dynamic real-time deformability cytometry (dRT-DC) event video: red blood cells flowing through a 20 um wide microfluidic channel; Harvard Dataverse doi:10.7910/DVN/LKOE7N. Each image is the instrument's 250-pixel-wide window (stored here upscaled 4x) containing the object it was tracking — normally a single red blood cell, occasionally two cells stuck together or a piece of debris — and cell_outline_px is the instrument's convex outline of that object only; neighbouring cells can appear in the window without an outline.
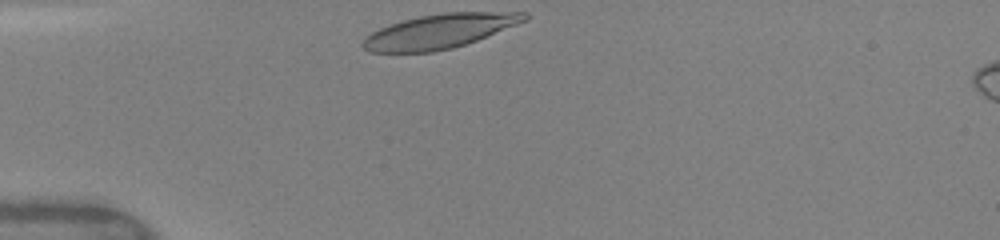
{"species": "human", "species_latin": "Homo sapiens", "temperature_condition": "warm", "stored_images_in_passage": 26, "camera_frame_rate_fps": 3000, "um_per_image_px": 0.085, "donor": {"sex": "female"}, "frame": {"image": 1, "passage_image": 1, "time_ms": 0.0, "image_size_px": [1000, 240], "cell_outline_px": [[528, 20], [476, 40], [452, 48], [432, 52], [368, 52], [360, 44], [372, 32], [380, 28], [404, 20], [420, 16], [444, 12], [528, 12]], "centroid_in_image_um": [37.38, 2.65], "position_along_channel_um": 47.6, "area_um2": 31.96}}
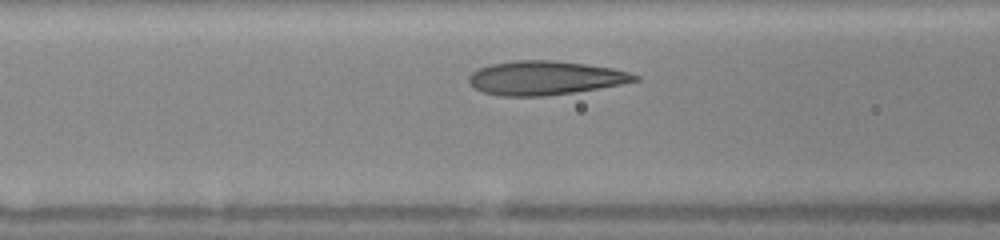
{"frame": {"image": 2, "passage_image": 15, "time_ms": 2.333, "image_size_px": [1000, 240], "cell_outline_px": [[640, 80], [600, 88], [544, 96], [500, 96], [484, 92], [476, 88], [468, 80], [468, 76], [472, 72], [480, 68], [492, 64], [512, 60], [552, 60], [584, 64], [612, 68], [628, 72], [640, 76]], "centroid_in_image_um": [46.33, 6.62], "position_along_channel_um": 120.3, "area_um2": 32.54}}